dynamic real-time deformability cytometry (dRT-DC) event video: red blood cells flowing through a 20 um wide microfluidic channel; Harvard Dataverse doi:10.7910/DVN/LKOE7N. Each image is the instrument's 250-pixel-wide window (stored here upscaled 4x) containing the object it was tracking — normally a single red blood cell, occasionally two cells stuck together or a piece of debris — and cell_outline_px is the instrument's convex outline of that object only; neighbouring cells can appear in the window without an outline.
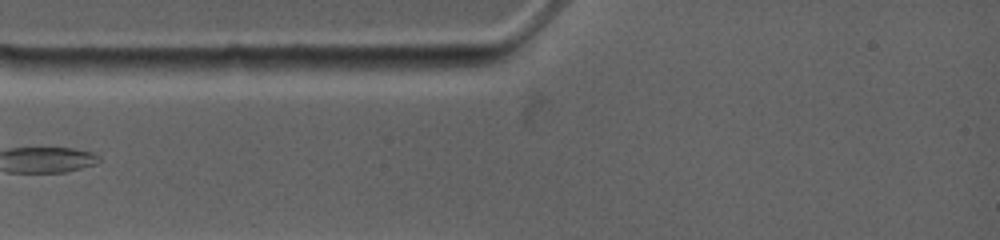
{"species": "common noctule bat (a hibernating species)", "species_latin": "Nyctalus noctula", "temperature_condition": "warm", "stored_images_in_passage": 5, "camera_frame_rate_fps": 4500, "um_per_image_px": 0.085, "animal": {"sex": "female", "body_mass_g": 19.0, "forearm_length_mm": 53.3}, "frame": {"image": 1, "passage_image": 1, "time_ms": 0.0, "image_size_px": [1000, 240], "cell_outline_px": [[504, 60], [488, 64], [468, 68], [396, 72], [364, 68], [376, 56], [504, 56]], "centroid_in_image_um": [36.47, 5.33], "position_along_channel_um": 48.5, "area_um2": 12.14}}